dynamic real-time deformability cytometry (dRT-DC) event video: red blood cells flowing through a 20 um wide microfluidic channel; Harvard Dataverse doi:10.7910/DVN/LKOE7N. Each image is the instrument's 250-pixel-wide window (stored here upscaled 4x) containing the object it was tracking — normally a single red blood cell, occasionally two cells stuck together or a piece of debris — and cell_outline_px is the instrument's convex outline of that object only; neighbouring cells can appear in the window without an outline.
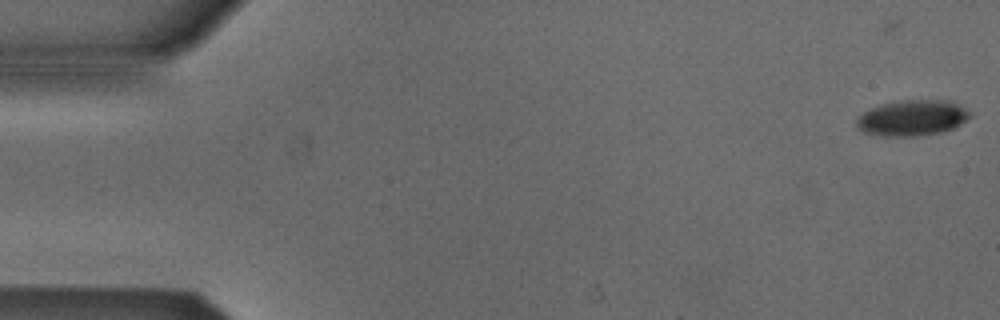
{"species": "Egyptian fruit bat (a non-hibernating species)", "species_latin": "Rousettus aegyptiacus", "temperature_condition": "cold", "stored_images_in_passage": 54, "camera_frame_rate_fps": 3000, "um_per_image_px": 0.085, "animal": {"sex": "male"}, "frame": {"image": 1, "passage_image": 2, "time_ms": 0.333, "image_size_px": [1000, 320], "cell_outline_px": [[972, 116], [960, 124], [952, 128], [940, 132], [912, 136], [884, 136], [864, 132], [856, 124], [856, 120], [864, 112], [872, 108], [884, 104], [904, 100], [944, 100], [956, 104], [972, 112]], "centroid_in_image_um": [77.56, 10.02], "position_along_channel_um": 7.4, "area_um2": 23.12}}
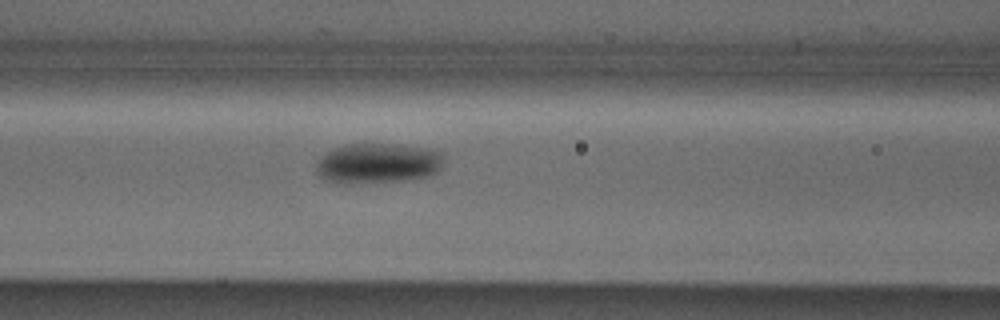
{"frame": {"image": 2, "passage_image": 23, "time_ms": 7.333, "image_size_px": [1000, 320], "cell_outline_px": [[440, 168], [436, 172], [428, 176], [404, 180], [352, 184], [324, 180], [316, 172], [316, 160], [324, 152], [332, 148], [348, 144], [396, 144], [428, 148], [440, 152]], "centroid_in_image_um": [32.02, 13.87], "position_along_channel_um": 134.6, "area_um2": 29.94}}
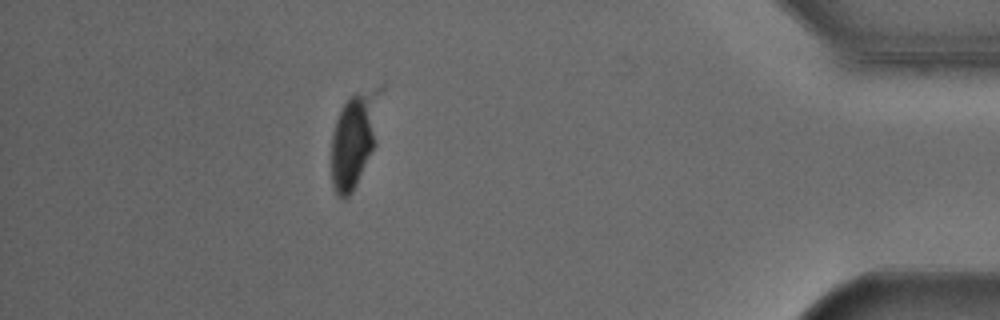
{"frame": {"image": 3, "passage_image": 48, "time_ms": 15.667, "image_size_px": [1000, 320], "cell_outline_px": [[384, 84], [376, 144], [352, 192], [344, 200], [336, 196], [332, 184], [332, 132], [340, 108], [356, 92], [380, 84]], "centroid_in_image_um": [30.16, 11.75], "position_along_channel_um": 405.0, "area_um2": 27.8}, "authors_computed_cell_mechanics": {"area_um2": 27.4261, "velocity_mm_per_s": 3.8666, "shape_relaxation_time_tau1_ms": 7.3823, "shape_relaxation_time_tau2_ms": null, "deformation_change_tau1": 0.1544, "deformation_change_tau2": null}}